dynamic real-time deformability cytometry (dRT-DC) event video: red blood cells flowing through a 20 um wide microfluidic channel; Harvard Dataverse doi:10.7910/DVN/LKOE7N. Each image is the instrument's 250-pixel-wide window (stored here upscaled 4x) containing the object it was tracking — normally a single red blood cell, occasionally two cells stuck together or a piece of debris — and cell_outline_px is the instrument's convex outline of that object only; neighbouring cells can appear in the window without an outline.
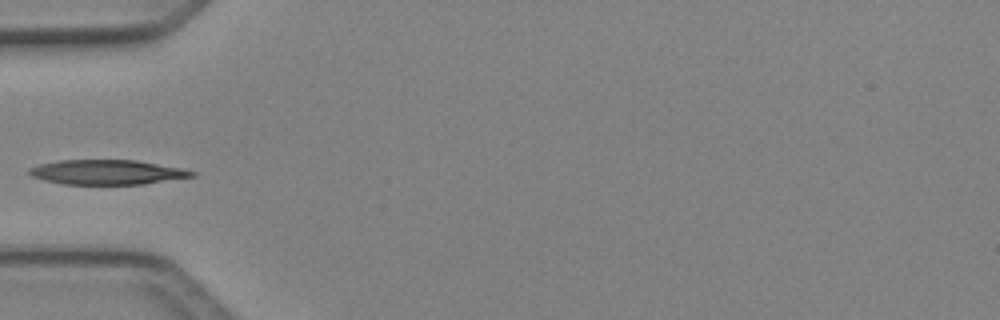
{"species": "Egyptian fruit bat (a non-hibernating species)", "species_latin": "Rousettus aegyptiacus", "temperature_condition": "cold", "stored_images_in_passage": 5, "camera_frame_rate_fps": 3000, "um_per_image_px": 0.085, "animal": {"sex": "female"}, "frame": {"image": 1, "passage_image": 5, "time_ms": 1.333, "image_size_px": [1000, 320], "cell_outline_px": [[196, 176], [144, 184], [64, 184], [44, 180], [32, 176], [28, 172], [28, 168], [40, 164], [56, 160], [136, 160], [180, 168], [196, 172]], "centroid_in_image_um": [9.08, 14.63], "position_along_channel_um": 75.9, "area_um2": 23.35}}